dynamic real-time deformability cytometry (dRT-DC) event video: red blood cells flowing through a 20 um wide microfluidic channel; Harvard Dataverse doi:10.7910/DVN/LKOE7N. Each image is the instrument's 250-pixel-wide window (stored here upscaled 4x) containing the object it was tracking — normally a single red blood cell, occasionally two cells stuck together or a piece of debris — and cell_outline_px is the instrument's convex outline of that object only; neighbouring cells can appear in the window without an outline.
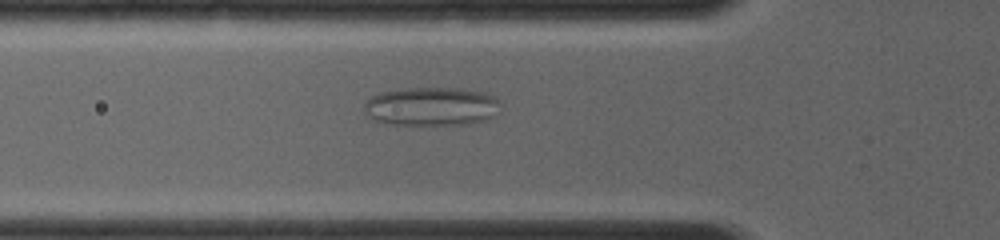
{"species": "common noctule bat (a hibernating species)", "species_latin": "Nyctalus noctula", "temperature_condition": "room temperature", "stored_images_in_passage": 38, "camera_frame_rate_fps": 4000, "um_per_image_px": 0.085, "animal": {"sex": "female", "body_mass_g": 19.0, "forearm_length_mm": 56.7}, "frame": {"image": 1, "passage_image": 14, "time_ms": 4.5, "image_size_px": [1000, 240], "cell_outline_px": [[500, 104], [496, 116], [484, 120], [468, 124], [388, 124], [376, 120], [364, 112], [364, 104], [372, 96], [380, 92], [408, 88], [464, 88], [484, 92], [496, 96]], "centroid_in_image_um": [36.72, 9.03], "position_along_channel_um": 89.1, "area_um2": 30.75}}
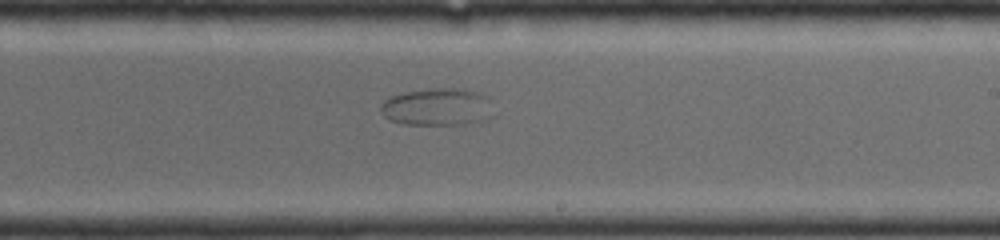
{"frame": {"image": 2, "passage_image": 24, "time_ms": 8.25, "image_size_px": [1000, 240], "cell_outline_px": [[488, 116], [484, 120], [476, 124], [404, 124], [388, 120], [384, 116], [380, 108], [380, 104], [384, 100], [392, 96], [404, 92], [432, 88], [460, 88], [480, 92], [488, 96]], "centroid_in_image_um": [37.12, 9.08], "position_along_channel_um": 251.9, "area_um2": 24.51}}
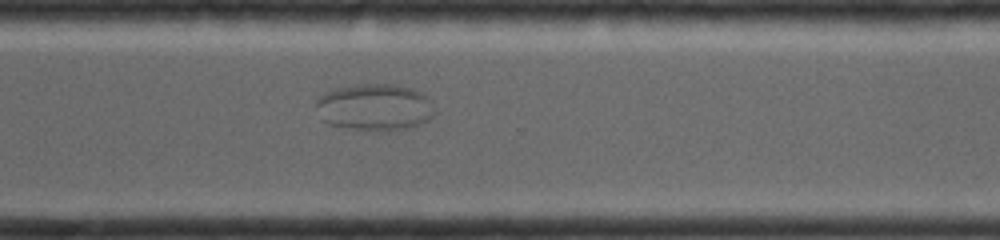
{"frame": {"image": 3, "passage_image": 29, "time_ms": 10.25, "image_size_px": [1000, 240], "cell_outline_px": [[432, 116], [428, 120], [420, 124], [404, 128], [356, 128], [328, 124], [324, 120], [316, 104], [316, 96], [340, 88], [364, 84], [396, 84], [420, 92], [432, 104]], "centroid_in_image_um": [31.83, 9.07], "position_along_channel_um": 338.8, "area_um2": 30.87}}